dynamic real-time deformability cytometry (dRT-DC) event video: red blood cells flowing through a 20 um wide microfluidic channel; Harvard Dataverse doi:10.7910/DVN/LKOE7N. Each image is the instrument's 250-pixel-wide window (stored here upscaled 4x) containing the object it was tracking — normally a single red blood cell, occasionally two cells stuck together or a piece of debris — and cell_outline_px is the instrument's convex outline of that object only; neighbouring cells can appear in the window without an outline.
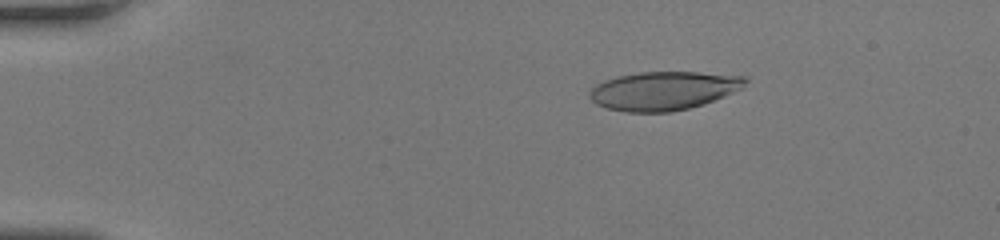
{"species": "human", "species_latin": "Homo sapiens", "temperature_condition": "room temperature", "stored_images_in_passage": 49, "camera_frame_rate_fps": 3000, "um_per_image_px": 0.085, "donor": {"sex": "female"}, "frame": {"image": 1, "passage_image": 9, "time_ms": 2.667, "image_size_px": [1000, 240], "cell_outline_px": [[748, 80], [740, 88], [724, 96], [704, 104], [672, 112], [624, 112], [608, 108], [596, 104], [588, 96], [592, 88], [596, 84], [604, 80], [616, 76], [640, 72], [696, 72], [748, 76]], "centroid_in_image_um": [56.38, 7.71], "position_along_channel_um": 28.6, "area_um2": 35.03}}
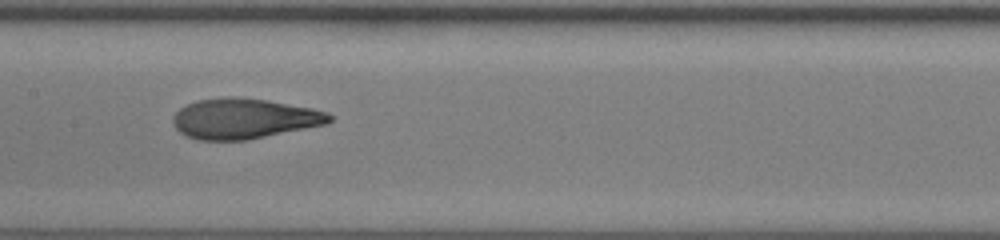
{"frame": {"image": 2, "passage_image": 26, "time_ms": 8.333, "image_size_px": [1000, 240], "cell_outline_px": [[332, 120], [328, 124], [248, 140], [200, 140], [184, 136], [172, 124], [172, 116], [180, 108], [188, 104], [200, 100], [228, 96], [236, 96], [268, 100], [312, 108], [328, 112], [332, 116]], "centroid_in_image_um": [20.75, 10.08], "position_along_channel_um": 186.6, "area_um2": 37.05}}
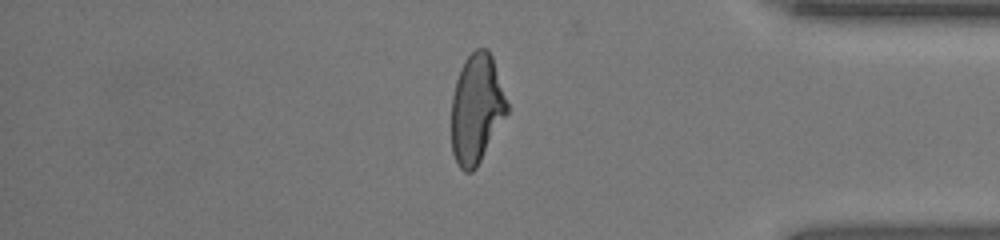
{"frame": {"image": 3, "passage_image": 42, "time_ms": 13.667, "image_size_px": [1000, 240], "cell_outline_px": [[508, 112], [476, 168], [472, 172], [464, 172], [460, 168], [452, 152], [452, 96], [456, 80], [460, 68], [464, 60], [476, 48], [488, 48], [492, 56], [508, 104]], "centroid_in_image_um": [40.5, 9.23], "position_along_channel_um": 394.7, "area_um2": 35.26}, "authors_computed_cell_mechanics": {"area_um2": 36.2406, "velocity_mm_per_s": 4.3063, "shape_relaxation_time_tau1_ms": 7.0681, "shape_relaxation_time_tau2_ms": 1.0479, "deformation_change_tau1": 0.285, "deformation_change_tau2": 0.0781}}